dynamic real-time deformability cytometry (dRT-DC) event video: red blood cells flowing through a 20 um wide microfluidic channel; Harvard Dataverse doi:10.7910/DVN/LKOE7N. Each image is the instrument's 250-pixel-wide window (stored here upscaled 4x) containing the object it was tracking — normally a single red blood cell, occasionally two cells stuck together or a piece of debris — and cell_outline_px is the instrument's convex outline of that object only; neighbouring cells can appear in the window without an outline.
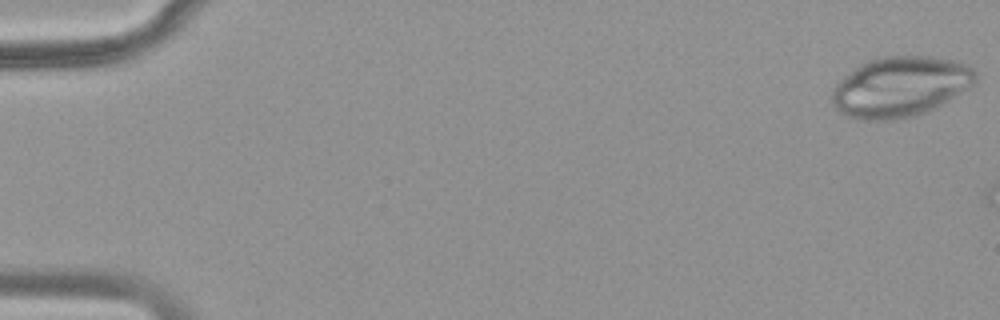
{"species": "common noctule bat (a hibernating species)", "species_latin": "Nyctalus noctula", "temperature_condition": "warm", "stored_images_in_passage": 4, "camera_frame_rate_fps": 3000, "um_per_image_px": 0.085, "animal": {"sex": "female", "body_mass_g": 18.4}, "frame": {"image": 1, "passage_image": 1, "time_ms": 0.0, "image_size_px": [1000, 320], "cell_outline_px": [[976, 80], [972, 84], [948, 100], [924, 112], [912, 116], [884, 120], [860, 120], [848, 116], [840, 112], [836, 108], [832, 100], [832, 88], [844, 76], [860, 64], [868, 60], [884, 56], [932, 56], [952, 60], [964, 64], [972, 68], [976, 72]], "centroid_in_image_um": [76.48, 7.36], "position_along_channel_um": 8.5, "area_um2": 49.77}}